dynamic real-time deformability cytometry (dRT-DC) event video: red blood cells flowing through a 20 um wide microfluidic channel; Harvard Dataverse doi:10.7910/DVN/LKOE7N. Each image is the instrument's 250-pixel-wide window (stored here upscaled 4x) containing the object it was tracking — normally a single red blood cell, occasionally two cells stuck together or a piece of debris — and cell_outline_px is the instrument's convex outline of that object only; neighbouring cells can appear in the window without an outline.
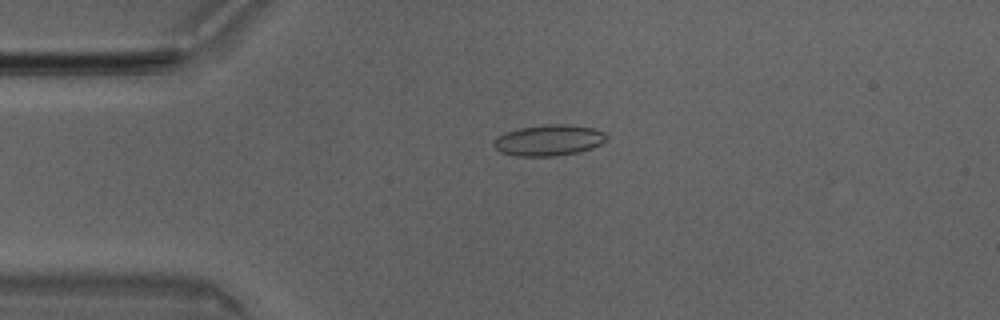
{"species": "Egyptian fruit bat (a non-hibernating species)", "species_latin": "Rousettus aegyptiacus", "temperature_condition": "room temperature", "stored_images_in_passage": 50, "camera_frame_rate_fps": 3000, "um_per_image_px": 0.085, "animal": {"sex": "male"}, "frame": {"image": 1, "passage_image": 11, "time_ms": 3.333, "image_size_px": [1000, 320], "cell_outline_px": [[608, 136], [600, 144], [592, 148], [576, 152], [556, 156], [516, 156], [500, 152], [492, 144], [496, 136], [504, 132], [520, 128], [548, 124], [564, 124], [596, 128], [604, 132]], "centroid_in_image_um": [46.62, 11.92], "position_along_channel_um": 38.4, "area_um2": 20.4}}
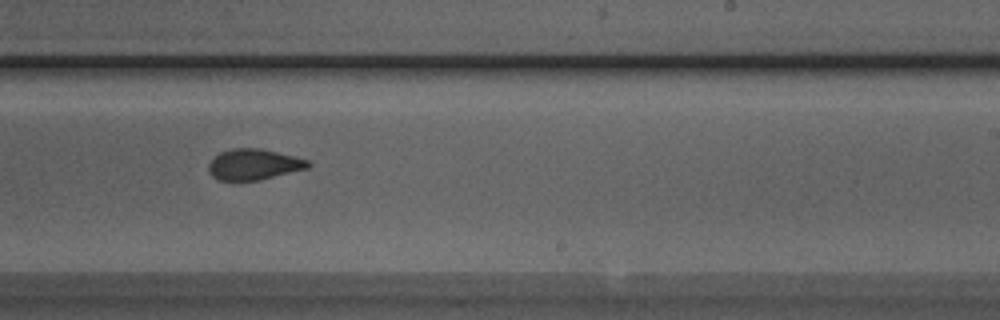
{"frame": {"image": 2, "passage_image": 30, "time_ms": 9.667, "image_size_px": [1000, 320], "cell_outline_px": [[312, 164], [308, 168], [260, 180], [216, 180], [212, 176], [208, 168], [208, 164], [220, 152], [232, 148], [260, 148], [308, 160]], "centroid_in_image_um": [21.56, 13.98], "position_along_channel_um": 267.4, "area_um2": 17.74}}
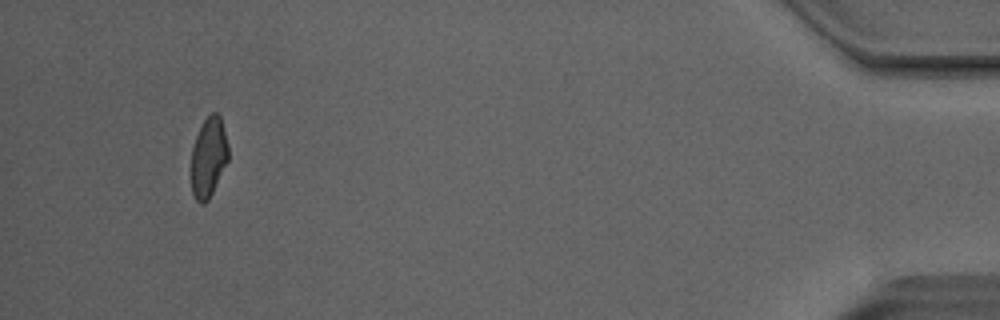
{"frame": {"image": 3, "passage_image": 47, "time_ms": 15.333, "image_size_px": [1000, 320], "cell_outline_px": [[228, 160], [208, 200], [204, 204], [200, 204], [196, 200], [192, 192], [192, 148], [200, 124], [212, 112], [216, 112], [220, 116], [228, 144]], "centroid_in_image_um": [17.72, 13.35], "position_along_channel_um": 417.5, "area_um2": 17.11}, "authors_computed_cell_mechanics": {"area_um2": 18.6983, "velocity_mm_per_s": 4.0412, "shape_relaxation_time_tau1_ms": null, "shape_relaxation_time_tau2_ms": 1.4159, "deformation_change_tau1": null, "deformation_change_tau2": 0.0722}}